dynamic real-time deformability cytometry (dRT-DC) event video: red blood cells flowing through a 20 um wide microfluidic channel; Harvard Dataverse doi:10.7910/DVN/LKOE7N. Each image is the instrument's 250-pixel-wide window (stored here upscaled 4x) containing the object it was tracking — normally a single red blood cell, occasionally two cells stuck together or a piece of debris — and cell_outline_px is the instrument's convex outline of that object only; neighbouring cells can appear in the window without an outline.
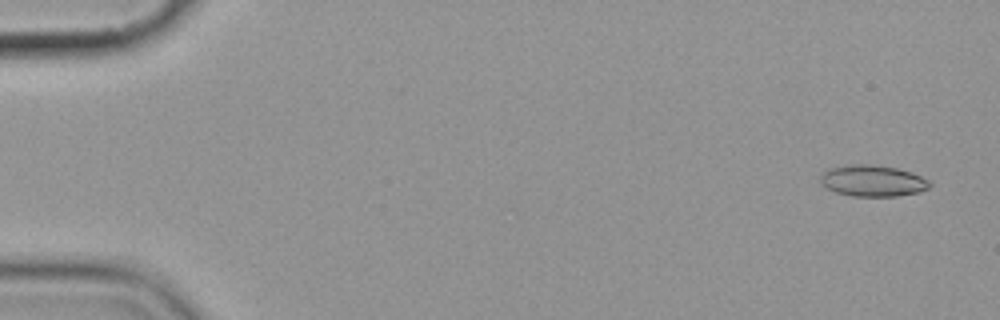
{"species": "common noctule bat (a hibernating species)", "species_latin": "Nyctalus noctula", "temperature_condition": "cold", "stored_images_in_passage": 3, "camera_frame_rate_fps": 3000, "um_per_image_px": 0.085, "animal": {"sex": "female", "body_mass_g": 19.9}, "frame": {"image": 1, "passage_image": 1, "time_ms": 0.0, "image_size_px": [1000, 320], "cell_outline_px": [[932, 184], [928, 188], [920, 192], [896, 196], [852, 196], [836, 192], [820, 184], [820, 176], [828, 168], [848, 164], [872, 164], [896, 168], [912, 172], [928, 180]], "centroid_in_image_um": [74.17, 15.36], "position_along_channel_um": 10.8, "area_um2": 20.06}}